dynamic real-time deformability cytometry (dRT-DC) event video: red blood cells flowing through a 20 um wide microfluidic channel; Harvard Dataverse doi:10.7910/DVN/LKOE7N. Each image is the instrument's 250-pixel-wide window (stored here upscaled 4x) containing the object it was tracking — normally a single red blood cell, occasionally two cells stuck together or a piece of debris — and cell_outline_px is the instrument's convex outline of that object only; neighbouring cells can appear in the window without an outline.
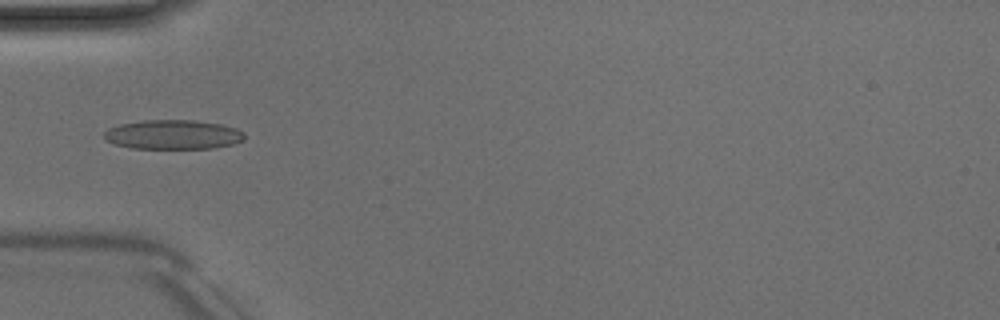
{"species": "Egyptian fruit bat (a non-hibernating species)", "species_latin": "Rousettus aegyptiacus", "temperature_condition": "room temperature", "stored_images_in_passage": 5, "camera_frame_rate_fps": 3000, "um_per_image_px": 0.085, "animal": {"sex": "male"}, "frame": {"image": 1, "passage_image": 5, "time_ms": 4.667, "image_size_px": [1000, 320], "cell_outline_px": [[244, 140], [232, 144], [212, 148], [132, 148], [112, 144], [104, 140], [104, 132], [108, 128], [120, 124], [144, 120], [192, 120], [220, 124], [236, 128], [244, 132]], "centroid_in_image_um": [14.67, 11.44], "position_along_channel_um": 70.3, "area_um2": 24.04}}